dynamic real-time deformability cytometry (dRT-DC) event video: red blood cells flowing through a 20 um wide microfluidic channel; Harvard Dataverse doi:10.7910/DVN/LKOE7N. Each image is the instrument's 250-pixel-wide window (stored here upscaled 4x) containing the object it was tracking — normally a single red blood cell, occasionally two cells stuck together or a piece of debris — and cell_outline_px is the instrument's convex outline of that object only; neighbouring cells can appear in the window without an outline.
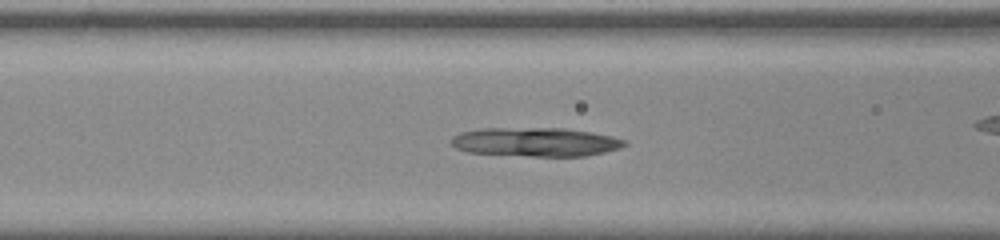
{"species": "common noctule bat (a hibernating species)", "species_latin": "Nyctalus noctula", "temperature_condition": "room temperature", "stored_images_in_passage": 53, "segment_of_instrument_passage": [1, 2], "camera_frame_rate_fps": 3000, "um_per_image_px": 0.085, "animal": {"sex": "male", "body_mass_g": 20.0, "forearm_length_mm": 53.3}, "frame": {"image": 1, "passage_image": 21, "time_ms": 6.667, "image_size_px": [1000, 240], "cell_outline_px": [[628, 144], [620, 148], [604, 152], [584, 156], [528, 156], [468, 152], [456, 148], [452, 144], [452, 136], [460, 132], [484, 128], [564, 128], [592, 132], [612, 136], [628, 140]], "centroid_in_image_um": [45.56, 12.06], "position_along_channel_um": 121.0, "area_um2": 29.25}}
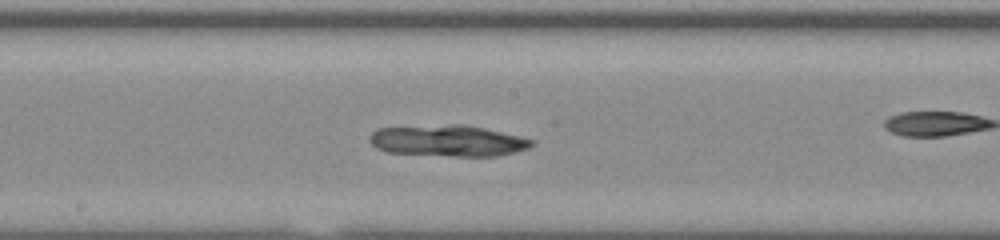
{"frame": {"image": 2, "passage_image": 28, "time_ms": 9.0, "image_size_px": [1000, 240], "cell_outline_px": [[536, 144], [532, 148], [496, 156], [456, 156], [388, 152], [376, 148], [368, 140], [368, 136], [376, 128], [452, 124], [464, 124], [484, 128], [536, 140]], "centroid_in_image_um": [38.1, 11.96], "position_along_channel_um": 210.1, "area_um2": 29.71}}
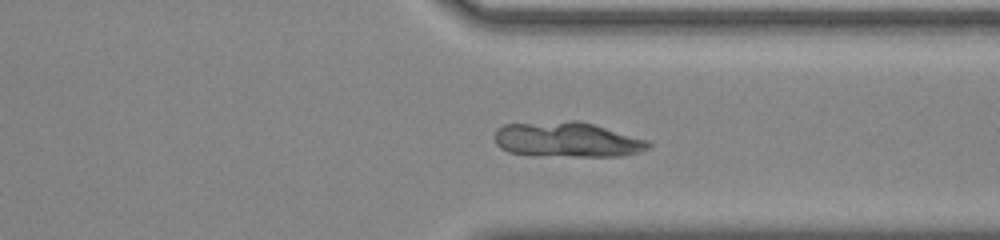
{"frame": {"image": 3, "passage_image": 40, "time_ms": 13.0, "image_size_px": [1000, 240], "cell_outline_px": [[652, 144], [648, 148], [636, 152], [620, 156], [532, 156], [508, 152], [500, 148], [496, 144], [496, 128], [504, 124], [572, 120], [576, 120], [592, 124], [648, 140]], "centroid_in_image_um": [48.15, 11.88], "position_along_channel_um": 363.2, "area_um2": 31.5}}